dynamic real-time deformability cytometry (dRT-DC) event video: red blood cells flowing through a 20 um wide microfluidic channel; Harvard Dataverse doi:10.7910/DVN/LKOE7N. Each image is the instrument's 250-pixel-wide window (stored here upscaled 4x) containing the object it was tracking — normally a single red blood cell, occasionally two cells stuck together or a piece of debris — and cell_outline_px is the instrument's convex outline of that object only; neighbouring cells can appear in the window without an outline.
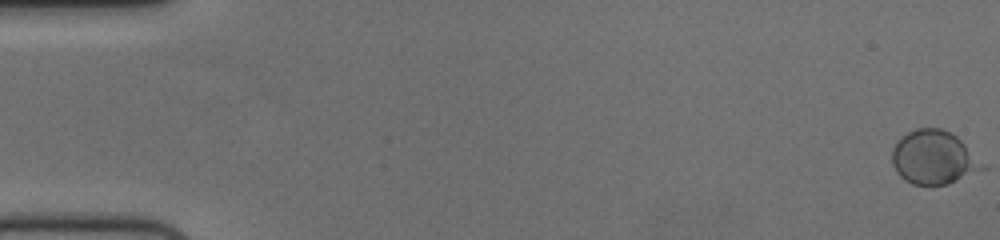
{"species": "human", "species_latin": "Homo sapiens", "temperature_condition": "cold", "stored_images_in_passage": 8, "camera_frame_rate_fps": 3000, "um_per_image_px": 0.085, "donor": {"sex": "female"}, "frame": {"image": 1, "passage_image": 1, "time_ms": 0.0, "image_size_px": [1000, 240], "cell_outline_px": [[972, 168], [956, 180], [948, 184], [912, 184], [904, 180], [896, 172], [892, 164], [892, 148], [896, 140], [908, 132], [916, 128], [940, 128], [956, 136], [964, 144], [972, 164]], "centroid_in_image_um": [79.07, 13.34], "position_along_channel_um": 5.9, "area_um2": 26.13}}